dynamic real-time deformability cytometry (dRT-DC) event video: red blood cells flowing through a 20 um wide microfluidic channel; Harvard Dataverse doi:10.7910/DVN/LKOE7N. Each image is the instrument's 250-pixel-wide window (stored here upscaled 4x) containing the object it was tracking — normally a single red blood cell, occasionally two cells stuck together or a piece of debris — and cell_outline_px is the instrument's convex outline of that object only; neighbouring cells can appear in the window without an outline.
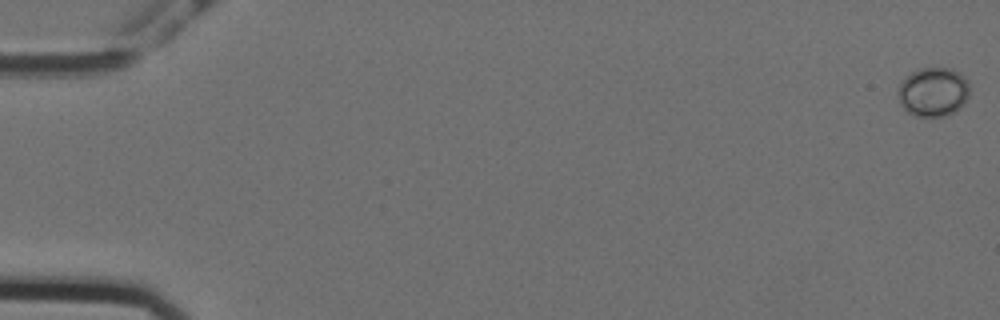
{"species": "Egyptian fruit bat (a non-hibernating species)", "species_latin": "Rousettus aegyptiacus", "temperature_condition": "cold", "stored_images_in_passage": 58, "camera_frame_rate_fps": 3000, "um_per_image_px": 0.085, "animal": {"sex": "female"}, "frame": {"image": 1, "passage_image": 1, "time_ms": 0.0, "image_size_px": [1000, 320], "cell_outline_px": [[968, 96], [964, 104], [960, 108], [944, 116], [916, 116], [908, 112], [900, 104], [896, 96], [896, 92], [904, 76], [908, 72], [920, 68], [952, 68], [960, 72], [968, 80]], "centroid_in_image_um": [79.29, 7.79], "position_along_channel_um": 5.7, "area_um2": 20.87}}
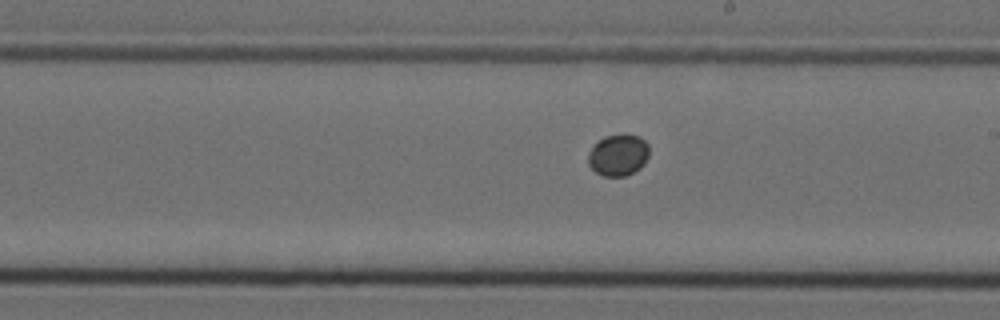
{"frame": {"image": 2, "passage_image": 34, "time_ms": 11.0, "image_size_px": [1000, 320], "cell_outline_px": [[648, 156], [644, 164], [640, 168], [624, 176], [604, 176], [596, 172], [588, 164], [588, 152], [604, 136], [624, 132], [640, 136], [648, 144]], "centroid_in_image_um": [52.56, 13.14], "position_along_channel_um": 236.4, "area_um2": 14.91}}
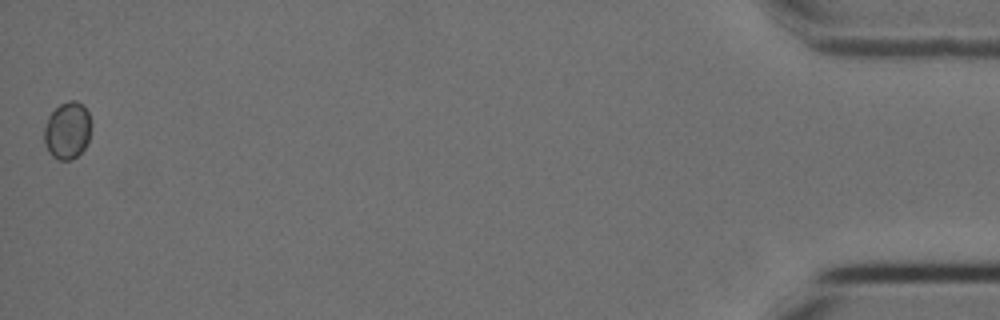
{"frame": {"image": 3, "passage_image": 58, "time_ms": 19.0, "image_size_px": [1000, 320], "cell_outline_px": [[88, 140], [84, 148], [72, 160], [60, 160], [52, 156], [44, 144], [44, 128], [48, 116], [60, 104], [68, 100], [76, 100], [88, 112]], "centroid_in_image_um": [5.67, 11.1], "position_along_channel_um": 429.5, "area_um2": 15.26}}